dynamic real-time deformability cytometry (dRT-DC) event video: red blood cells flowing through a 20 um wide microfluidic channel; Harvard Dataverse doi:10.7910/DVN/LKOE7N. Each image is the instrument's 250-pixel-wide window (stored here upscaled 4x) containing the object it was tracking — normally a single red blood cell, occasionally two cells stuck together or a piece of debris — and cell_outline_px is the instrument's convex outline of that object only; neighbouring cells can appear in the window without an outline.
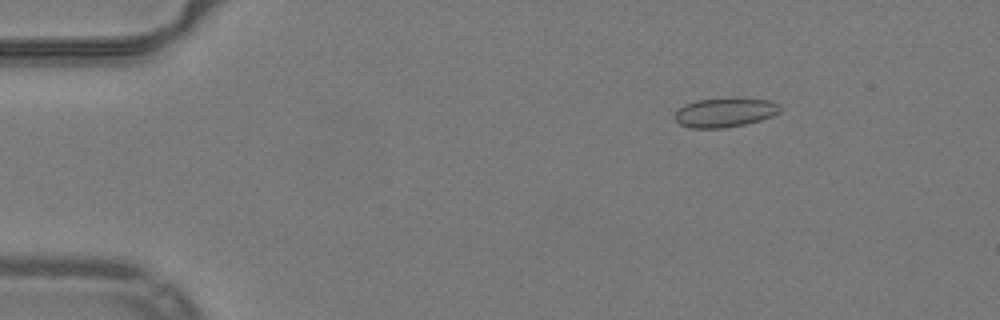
{"species": "common noctule bat (a hibernating species)", "species_latin": "Nyctalus noctula", "temperature_condition": "warm", "stored_images_in_passage": 52, "camera_frame_rate_fps": 3000, "um_per_image_px": 0.085, "animal": {"sex": "male", "body_mass_g": 19.2, "forearm_length_mm": 51.8}, "frame": {"image": 1, "passage_image": 8, "time_ms": 2.333, "image_size_px": [1000, 320], "cell_outline_px": [[780, 112], [772, 116], [760, 120], [744, 124], [724, 128], [692, 128], [680, 124], [676, 120], [676, 112], [684, 104], [696, 100], [736, 96], [768, 100], [780, 104]], "centroid_in_image_um": [61.65, 9.52], "position_along_channel_um": 23.3, "area_um2": 18.26}}
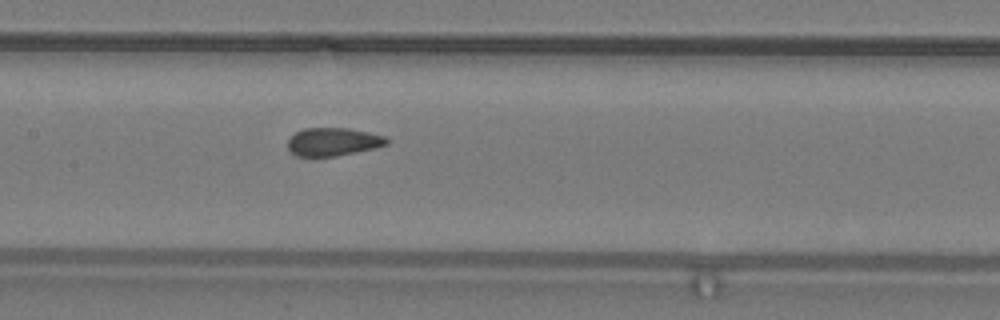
{"frame": {"image": 2, "passage_image": 26, "time_ms": 8.333, "image_size_px": [1000, 320], "cell_outline_px": [[388, 144], [376, 148], [336, 156], [296, 156], [288, 148], [288, 140], [296, 132], [304, 128], [348, 128], [368, 132], [384, 136], [388, 140]], "centroid_in_image_um": [28.32, 12.05], "position_along_channel_um": 179.1, "area_um2": 16.13}}
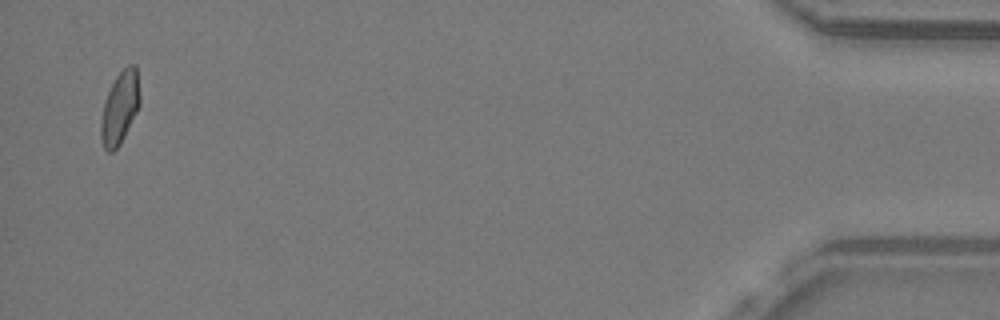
{"frame": {"image": 3, "passage_image": 51, "time_ms": 16.667, "image_size_px": [1000, 320], "cell_outline_px": [[140, 104], [120, 144], [112, 152], [108, 152], [104, 148], [100, 136], [100, 124], [104, 100], [116, 76], [128, 64], [136, 64], [140, 96]], "centroid_in_image_um": [10.18, 9.14], "position_along_channel_um": 425.0, "area_um2": 16.36}, "authors_computed_cell_mechanics": {"area_um2": 16.9354, "velocity_mm_per_s": 3.9856, "shape_relaxation_time_tau1_ms": 7.2486, "shape_relaxation_time_tau2_ms": 0.8564, "deformation_change_tau1": 0.1085, "deformation_change_tau2": 0.044}}